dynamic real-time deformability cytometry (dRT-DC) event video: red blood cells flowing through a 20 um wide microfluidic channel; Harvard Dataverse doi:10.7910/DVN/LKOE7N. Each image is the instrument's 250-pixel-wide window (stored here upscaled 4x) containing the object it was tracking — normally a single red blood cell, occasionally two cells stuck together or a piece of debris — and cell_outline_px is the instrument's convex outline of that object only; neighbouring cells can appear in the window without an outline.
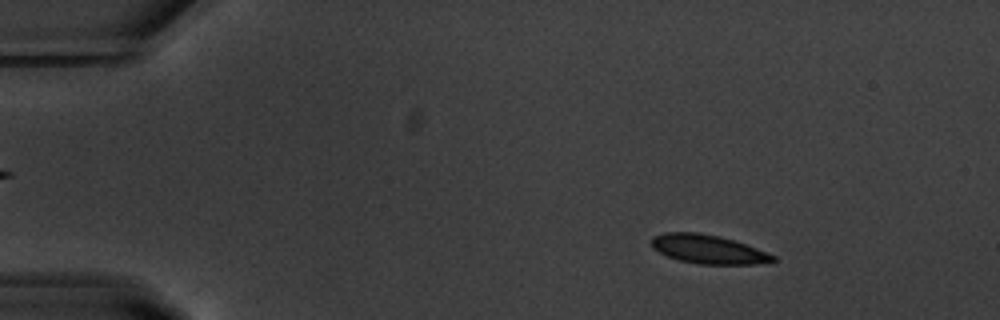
{"species": "common noctule bat (a hibernating species)", "species_latin": "Nyctalus noctula", "temperature_condition": "warm", "stored_images_in_passage": 55, "camera_frame_rate_fps": 3000, "um_per_image_px": 0.085, "animal": {"sex": "male", "body_mass_g": 20.1, "forearm_length_mm": 53.5}, "frame": {"image": 1, "passage_image": 8, "time_ms": 2.333, "image_size_px": [1000, 320], "cell_outline_px": [[776, 260], [756, 264], [700, 264], [680, 260], [668, 256], [652, 248], [648, 240], [652, 236], [664, 232], [700, 232], [720, 236], [736, 240], [776, 256]], "centroid_in_image_um": [60.15, 21.16], "position_along_channel_um": 24.9, "area_um2": 20.58}}
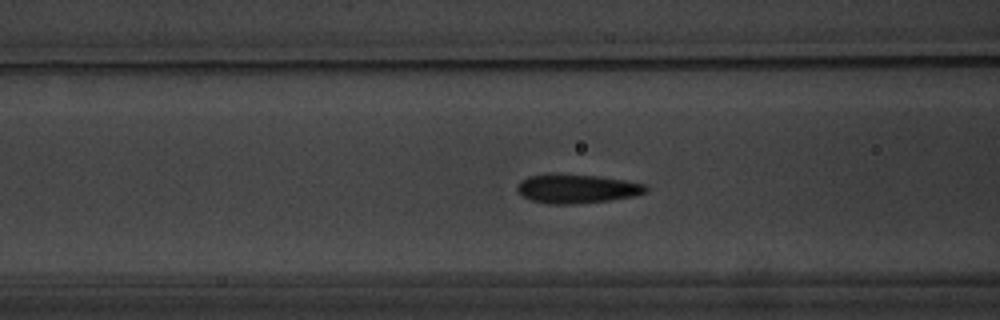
{"frame": {"image": 2, "passage_image": 22, "time_ms": 7.0, "image_size_px": [1000, 320], "cell_outline_px": [[648, 188], [644, 192], [636, 196], [612, 200], [572, 204], [548, 204], [532, 200], [524, 196], [516, 188], [520, 180], [528, 176], [596, 176], [624, 180], [648, 184]], "centroid_in_image_um": [49.1, 16.07], "position_along_channel_um": 117.5, "area_um2": 21.04}}
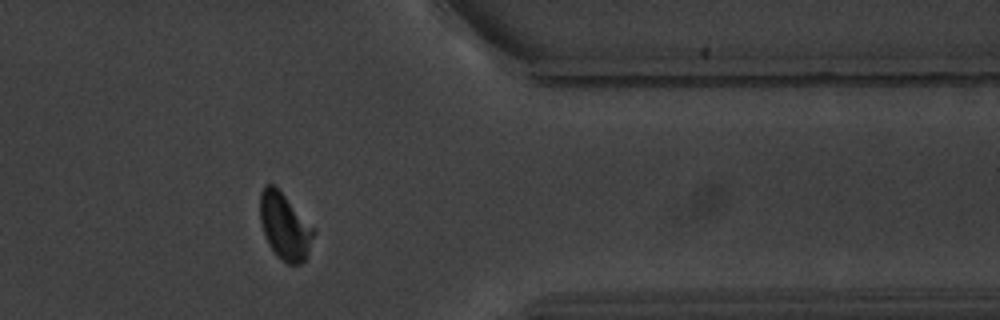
{"frame": {"image": 3, "passage_image": 45, "time_ms": 14.667, "image_size_px": [1000, 320], "cell_outline_px": [[316, 232], [308, 252], [304, 260], [300, 264], [288, 264], [280, 260], [276, 256], [268, 244], [260, 220], [260, 192], [264, 184], [272, 184], [316, 228]], "centroid_in_image_um": [24.21, 19.26], "position_along_channel_um": 387.2, "area_um2": 20.75}, "authors_computed_cell_mechanics": {"area_um2": 21.0392, "velocity_mm_per_s": 3.6847, "shape_relaxation_time_tau1_ms": 4.7406, "shape_relaxation_time_tau2_ms": 1.7995, "deformation_change_tau1": 0.1338, "deformation_change_tau2": 0.0441}}